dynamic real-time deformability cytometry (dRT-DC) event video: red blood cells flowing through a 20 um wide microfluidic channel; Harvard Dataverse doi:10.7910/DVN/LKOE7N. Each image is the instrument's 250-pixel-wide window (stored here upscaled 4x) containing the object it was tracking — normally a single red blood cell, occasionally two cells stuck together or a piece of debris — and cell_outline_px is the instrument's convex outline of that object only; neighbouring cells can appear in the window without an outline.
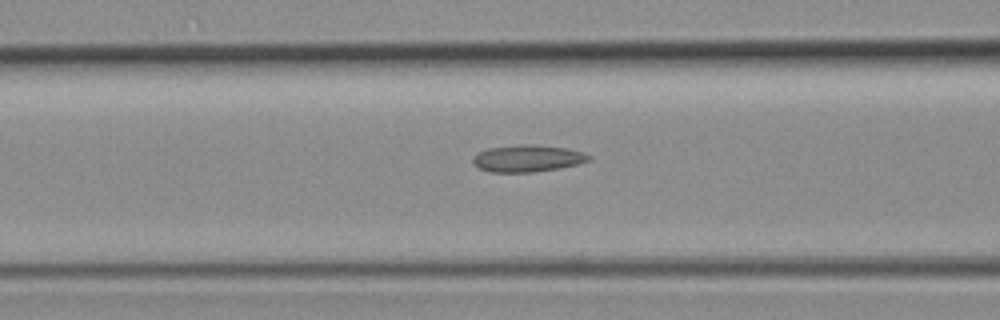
{"species": "common noctule bat (a hibernating species)", "species_latin": "Nyctalus noctula", "temperature_condition": "room temperature", "stored_images_in_passage": 30, "camera_frame_rate_fps": 3000, "um_per_image_px": 0.085, "animal": {"sex": "female", "body_mass_g": 19.3, "forearm_length_mm": 54.1}, "frame": {"image": 1, "passage_image": 13, "time_ms": 4.0, "image_size_px": [1000, 320], "cell_outline_px": [[592, 160], [560, 168], [532, 172], [488, 172], [472, 164], [472, 156], [476, 152], [488, 148], [520, 144], [536, 144], [568, 148], [584, 152], [592, 156]], "centroid_in_image_um": [44.83, 13.45], "position_along_channel_um": 121.8, "area_um2": 18.55}}
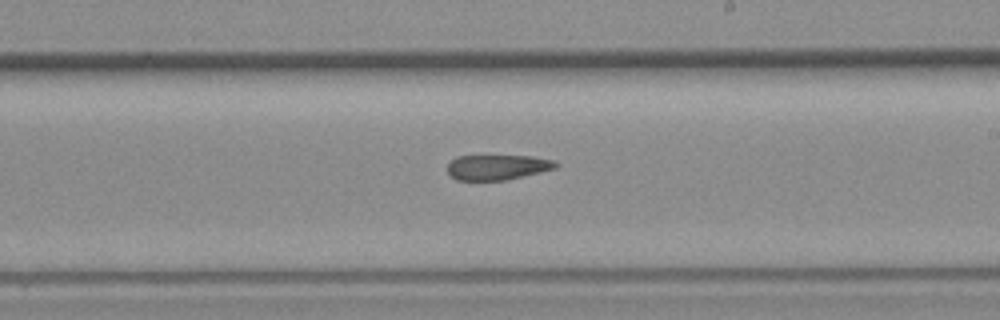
{"frame": {"image": 2, "passage_image": 21, "time_ms": 6.667, "image_size_px": [1000, 320], "cell_outline_px": [[560, 164], [556, 168], [540, 172], [504, 180], [456, 180], [448, 172], [448, 164], [456, 156], [532, 156], [556, 160]], "centroid_in_image_um": [42.31, 14.2], "position_along_channel_um": 246.7, "area_um2": 15.84}}
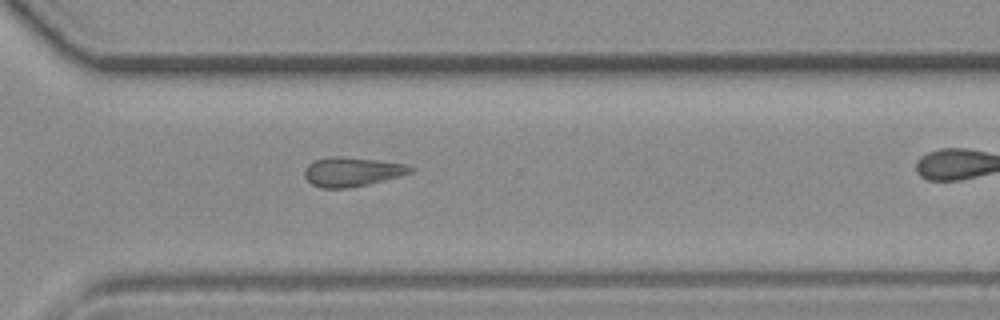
{"frame": {"image": 3, "passage_image": 27, "time_ms": 8.667, "image_size_px": [1000, 320], "cell_outline_px": [[416, 168], [412, 172], [400, 176], [368, 184], [344, 188], [324, 188], [312, 184], [304, 176], [304, 168], [308, 164], [316, 160], [328, 156], [340, 156], [376, 160], [404, 164]], "centroid_in_image_um": [29.91, 14.59], "position_along_channel_um": 340.7, "area_um2": 17.92}}